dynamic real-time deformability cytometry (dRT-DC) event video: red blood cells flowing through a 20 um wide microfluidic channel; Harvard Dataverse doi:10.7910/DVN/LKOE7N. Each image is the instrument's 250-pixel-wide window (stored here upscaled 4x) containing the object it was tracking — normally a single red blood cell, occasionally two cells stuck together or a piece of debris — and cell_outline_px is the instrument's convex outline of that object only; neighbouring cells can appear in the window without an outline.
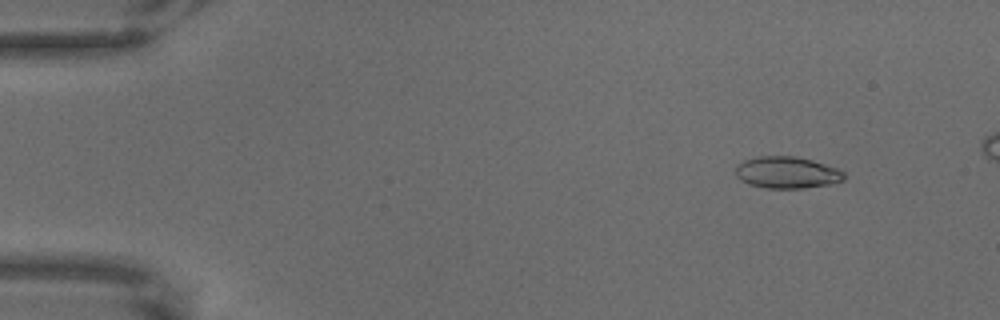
{"species": "common noctule bat (a hibernating species)", "species_latin": "Nyctalus noctula", "temperature_condition": "warm", "stored_images_in_passage": 63, "camera_frame_rate_fps": 3000, "um_per_image_px": 0.085, "animal": {"sex": "male", "body_mass_g": 18.8}, "frame": {"image": 1, "passage_image": 7, "time_ms": 2.0, "image_size_px": [1000, 320], "cell_outline_px": [[844, 180], [828, 184], [804, 188], [764, 188], [748, 184], [740, 180], [736, 176], [736, 164], [744, 160], [756, 156], [796, 156], [812, 160], [836, 168], [844, 172]], "centroid_in_image_um": [66.84, 14.66], "position_along_channel_um": 18.2, "area_um2": 20.11}}
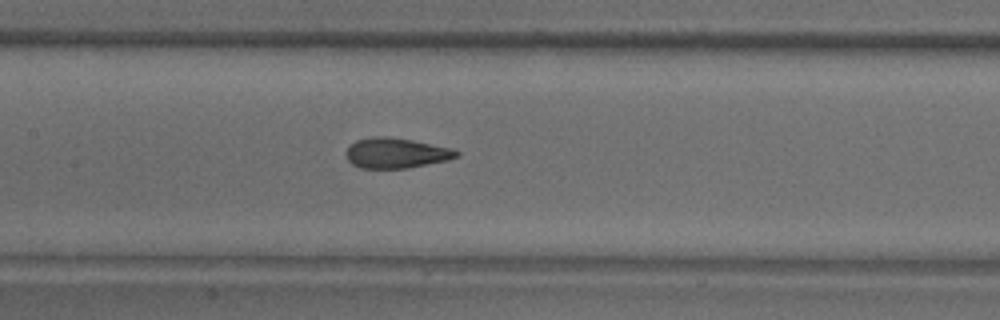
{"frame": {"image": 2, "passage_image": 32, "time_ms": 10.333, "image_size_px": [1000, 320], "cell_outline_px": [[460, 156], [448, 160], [408, 168], [360, 168], [352, 164], [348, 160], [344, 152], [356, 140], [372, 136], [388, 136], [412, 140], [452, 148], [460, 152]], "centroid_in_image_um": [33.67, 13.0], "position_along_channel_um": 173.7, "area_um2": 19.59}}
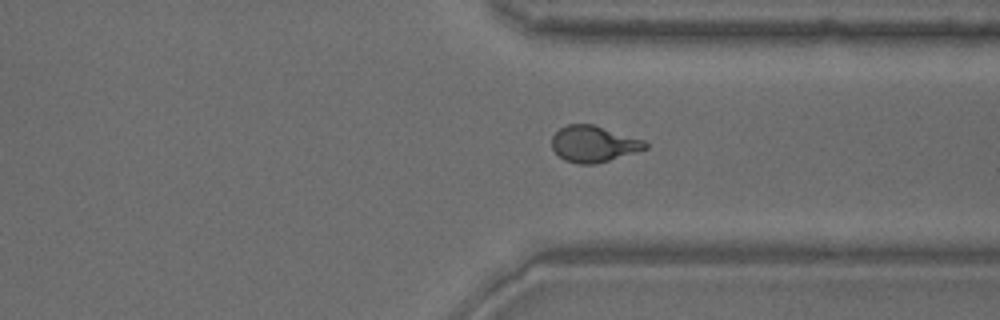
{"frame": {"image": 3, "passage_image": 50, "time_ms": 16.333, "image_size_px": [1000, 320], "cell_outline_px": [[648, 148], [596, 164], [580, 164], [564, 160], [552, 148], [552, 136], [560, 128], [568, 124], [592, 124], [644, 140], [648, 144]], "centroid_in_image_um": [50.45, 12.23], "position_along_channel_um": 361.0, "area_um2": 19.54}}